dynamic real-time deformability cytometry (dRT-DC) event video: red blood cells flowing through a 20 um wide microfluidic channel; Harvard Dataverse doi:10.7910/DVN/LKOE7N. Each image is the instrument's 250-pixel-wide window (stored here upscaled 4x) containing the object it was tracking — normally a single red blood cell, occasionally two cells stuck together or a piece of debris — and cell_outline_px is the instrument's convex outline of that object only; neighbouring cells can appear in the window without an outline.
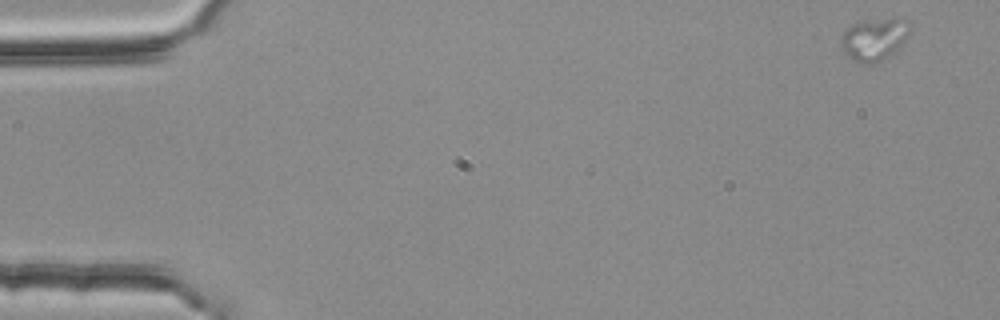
{"species": "common noctule bat (a hibernating species)", "species_latin": "Nyctalus noctula", "temperature_condition": "room temperature", "stored_images_in_passage": 3, "camera_frame_rate_fps": 3000, "um_per_image_px": 0.085, "animal": {"sex": "female", "body_mass_g": 25.1}, "frame": {"image": 1, "passage_image": 1, "time_ms": 0.0, "image_size_px": [1000, 320], "cell_outline_px": [[912, 24], [904, 40], [884, 60], [872, 64], [864, 64], [848, 56], [840, 48], [840, 36], [852, 24], [868, 20], [904, 20]], "centroid_in_image_um": [74.25, 3.36], "position_along_channel_um": 10.8, "area_um2": 16.47}}